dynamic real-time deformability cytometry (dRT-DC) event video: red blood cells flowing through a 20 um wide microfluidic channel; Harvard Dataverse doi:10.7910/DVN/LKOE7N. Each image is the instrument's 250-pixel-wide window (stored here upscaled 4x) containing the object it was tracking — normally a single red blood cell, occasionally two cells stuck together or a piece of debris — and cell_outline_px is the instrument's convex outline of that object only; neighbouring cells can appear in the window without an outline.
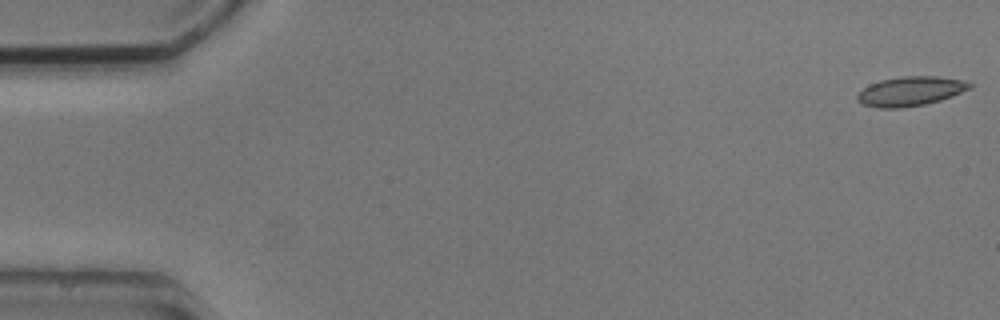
{"species": "common noctule bat (a hibernating species)", "species_latin": "Nyctalus noctula", "temperature_condition": "cold", "stored_images_in_passage": 4, "camera_frame_rate_fps": 3000, "um_per_image_px": 0.085, "animal": {"sex": "male", "body_mass_g": 20.5, "forearm_length_mm": 52.5}, "frame": {"image": 1, "passage_image": 1, "time_ms": 0.0, "image_size_px": [1000, 320], "cell_outline_px": [[972, 88], [952, 96], [940, 100], [924, 104], [900, 108], [880, 108], [860, 104], [856, 100], [856, 96], [864, 88], [880, 80], [900, 76], [940, 76], [960, 80], [972, 84]], "centroid_in_image_um": [77.37, 7.75], "position_along_channel_um": 7.6, "area_um2": 19.19}}
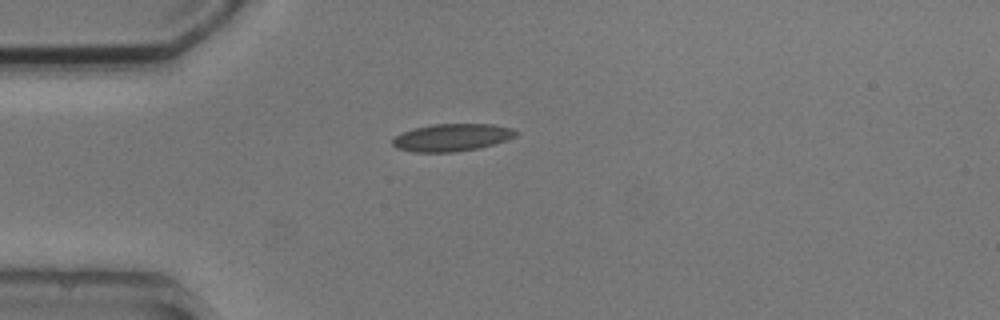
{"frame": {"image": 2, "passage_image": 4, "time_ms": 4.333, "image_size_px": [1000, 320], "cell_outline_px": [[520, 132], [516, 136], [508, 140], [480, 148], [456, 152], [412, 152], [396, 148], [392, 144], [392, 140], [400, 132], [432, 124], [492, 124], [512, 128]], "centroid_in_image_um": [38.43, 11.69], "position_along_channel_um": 46.6, "area_um2": 19.94}}